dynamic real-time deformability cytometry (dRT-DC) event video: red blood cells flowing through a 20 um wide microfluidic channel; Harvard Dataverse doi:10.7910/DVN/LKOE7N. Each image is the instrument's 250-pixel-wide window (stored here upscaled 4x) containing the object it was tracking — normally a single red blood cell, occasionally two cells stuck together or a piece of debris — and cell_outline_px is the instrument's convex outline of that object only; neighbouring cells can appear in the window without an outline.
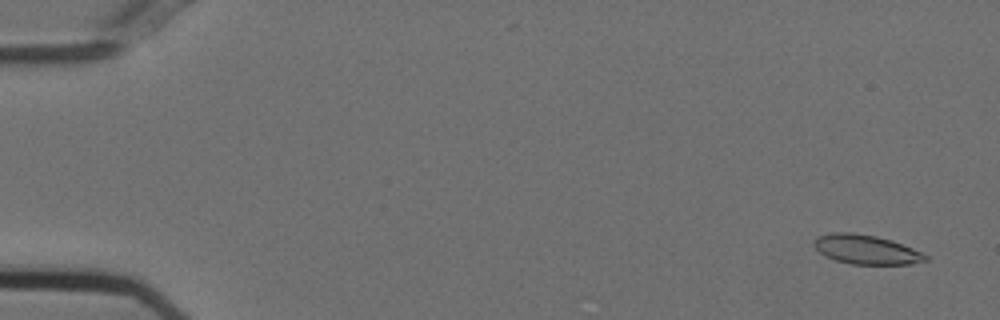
{"species": "Egyptian fruit bat (a non-hibernating species)", "species_latin": "Rousettus aegyptiacus", "temperature_condition": "cold", "stored_images_in_passage": 14, "camera_frame_rate_fps": 3000, "um_per_image_px": 0.085, "animal": {"sex": "female"}, "frame": {"image": 1, "passage_image": 2, "time_ms": 0.333, "image_size_px": [1000, 320], "cell_outline_px": [[928, 260], [912, 264], [852, 264], [836, 260], [820, 252], [812, 244], [820, 236], [832, 232], [852, 232], [876, 236], [892, 240], [912, 248], [928, 256]], "centroid_in_image_um": [73.65, 21.21], "position_along_channel_um": 11.3, "area_um2": 18.79}}
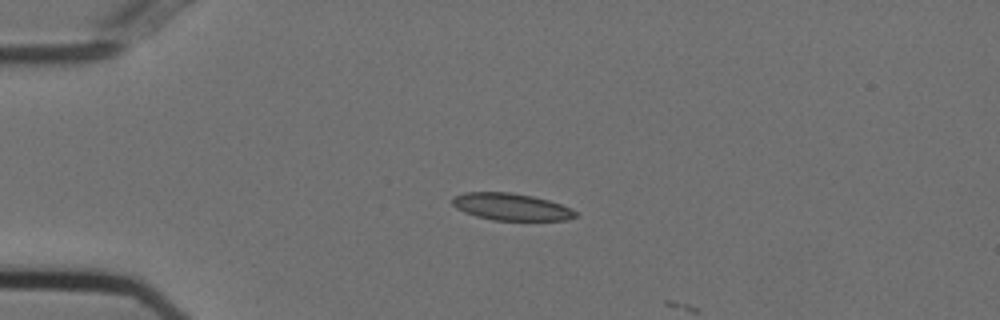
{"frame": {"image": 2, "passage_image": 13, "time_ms": 4.0, "image_size_px": [1000, 320], "cell_outline_px": [[576, 216], [564, 220], [492, 220], [476, 216], [464, 212], [456, 208], [452, 204], [452, 200], [456, 196], [464, 192], [508, 192], [532, 196], [548, 200], [572, 208], [576, 212]], "centroid_in_image_um": [43.43, 17.58], "position_along_channel_um": 41.6, "area_um2": 19.25}}